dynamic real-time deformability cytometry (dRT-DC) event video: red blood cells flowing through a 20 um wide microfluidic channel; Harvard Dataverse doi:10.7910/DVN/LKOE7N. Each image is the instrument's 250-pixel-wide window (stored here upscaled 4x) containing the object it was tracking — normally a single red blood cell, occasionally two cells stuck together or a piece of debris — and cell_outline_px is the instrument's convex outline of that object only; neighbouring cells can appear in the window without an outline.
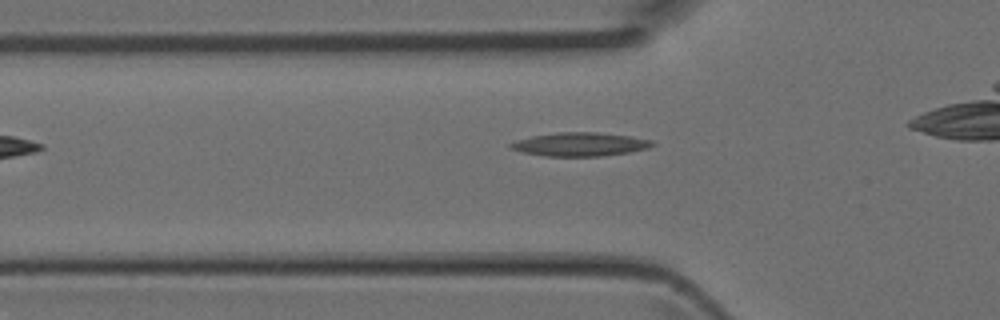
{"species": "Egyptian fruit bat (a non-hibernating species)", "species_latin": "Rousettus aegyptiacus", "temperature_condition": "room temperature", "stored_images_in_passage": 8, "camera_frame_rate_fps": 3000, "um_per_image_px": 0.085, "animal": {"sex": "female"}, "frame": {"image": 1, "passage_image": 3, "time_ms": 0.667, "image_size_px": [1000, 320], "cell_outline_px": [[656, 144], [648, 148], [628, 152], [600, 156], [544, 156], [520, 152], [508, 148], [508, 144], [516, 140], [532, 136], [556, 132], [596, 132], [628, 136], [652, 140]], "centroid_in_image_um": [49.24, 12.26], "position_along_channel_um": 76.6, "area_um2": 19.54}}